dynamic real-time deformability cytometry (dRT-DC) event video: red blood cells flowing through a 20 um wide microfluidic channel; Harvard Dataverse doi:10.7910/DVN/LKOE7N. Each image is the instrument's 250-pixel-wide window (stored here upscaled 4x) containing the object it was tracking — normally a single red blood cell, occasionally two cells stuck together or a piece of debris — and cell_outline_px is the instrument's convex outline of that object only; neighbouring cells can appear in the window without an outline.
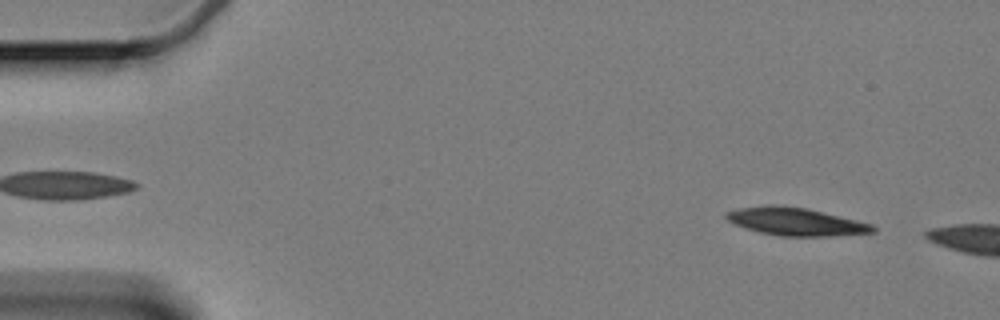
{"species": "Egyptian fruit bat (a non-hibernating species)", "species_latin": "Rousettus aegyptiacus", "temperature_condition": "cold", "stored_images_in_passage": 9, "camera_frame_rate_fps": 3000, "um_per_image_px": 0.085, "animal": {"sex": "female"}, "frame": {"image": 1, "passage_image": 4, "time_ms": 1.0, "image_size_px": [1000, 320], "cell_outline_px": [[876, 232], [832, 236], [780, 236], [760, 232], [736, 224], [728, 220], [724, 216], [728, 212], [740, 208], [772, 204], [804, 208], [856, 220], [872, 224], [876, 228]], "centroid_in_image_um": [67.66, 18.84], "position_along_channel_um": 17.3, "area_um2": 23.29}}